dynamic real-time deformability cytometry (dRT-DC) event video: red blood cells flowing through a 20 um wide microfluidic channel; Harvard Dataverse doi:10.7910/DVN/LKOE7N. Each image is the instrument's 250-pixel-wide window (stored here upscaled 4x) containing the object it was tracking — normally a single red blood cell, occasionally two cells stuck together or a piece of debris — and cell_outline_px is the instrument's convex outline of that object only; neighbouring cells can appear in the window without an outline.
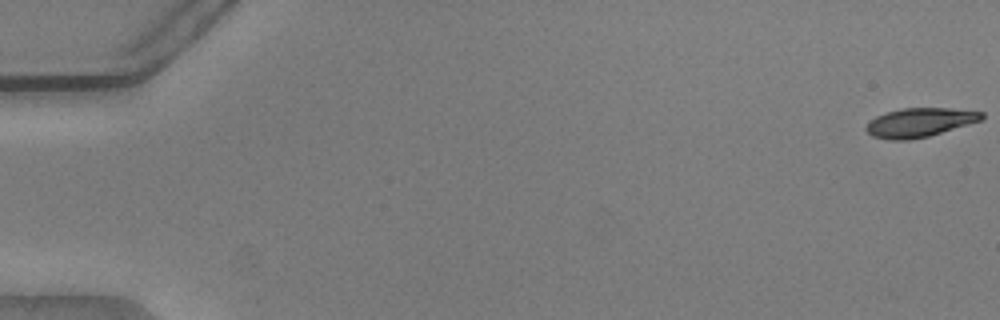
{"species": "common noctule bat (a hibernating species)", "species_latin": "Nyctalus noctula", "temperature_condition": "warm", "stored_images_in_passage": 13, "camera_frame_rate_fps": 3000, "um_per_image_px": 0.085, "animal": {"sex": "male", "body_mass_g": 20.5, "forearm_length_mm": 52.5}, "frame": {"image": 1, "passage_image": 1, "time_ms": 0.0, "image_size_px": [1000, 320], "cell_outline_px": [[984, 116], [980, 120], [928, 136], [908, 140], [892, 140], [872, 136], [864, 128], [876, 116], [900, 108], [948, 108], [984, 112]], "centroid_in_image_um": [78.15, 10.4], "position_along_channel_um": 6.9, "area_um2": 19.13}}